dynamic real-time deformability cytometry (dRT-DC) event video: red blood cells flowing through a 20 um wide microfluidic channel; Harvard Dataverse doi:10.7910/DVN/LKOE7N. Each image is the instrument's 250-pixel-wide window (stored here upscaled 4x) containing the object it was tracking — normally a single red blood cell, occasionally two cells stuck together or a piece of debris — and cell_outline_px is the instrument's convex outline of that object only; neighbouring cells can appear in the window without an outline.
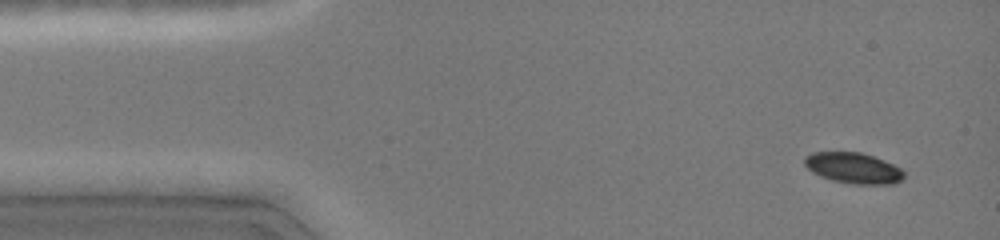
{"species": "common noctule bat (a hibernating species)", "species_latin": "Nyctalus noctula", "temperature_condition": "cold", "stored_images_in_passage": 46, "camera_frame_rate_fps": 3000, "um_per_image_px": 0.085, "animal": {"sex": "female", "body_mass_g": 19.0, "forearm_length_mm": 51.5}, "frame": {"image": 1, "passage_image": 2, "time_ms": 0.333, "image_size_px": [1000, 240], "cell_outline_px": [[904, 176], [900, 180], [892, 184], [852, 184], [832, 180], [820, 176], [812, 172], [804, 164], [804, 156], [812, 152], [860, 152], [884, 160], [900, 168], [904, 172]], "centroid_in_image_um": [72.5, 14.28], "position_along_channel_um": 12.5, "area_um2": 17.8}}
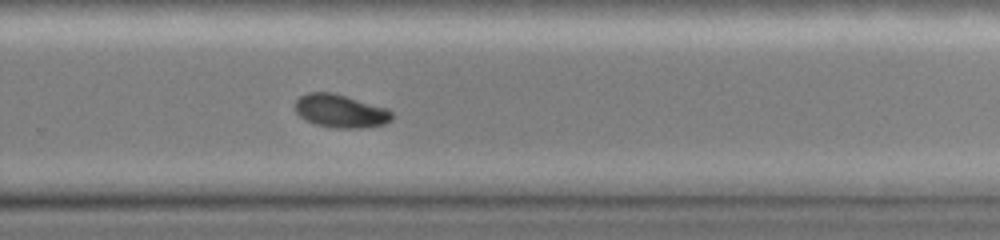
{"frame": {"image": 2, "passage_image": 30, "time_ms": 9.667, "image_size_px": [1000, 240], "cell_outline_px": [[392, 120], [384, 124], [360, 128], [336, 128], [316, 124], [304, 120], [296, 112], [296, 100], [300, 96], [308, 92], [332, 92], [388, 108], [392, 112]], "centroid_in_image_um": [28.95, 9.43], "position_along_channel_um": 300.9, "area_um2": 18.73}}
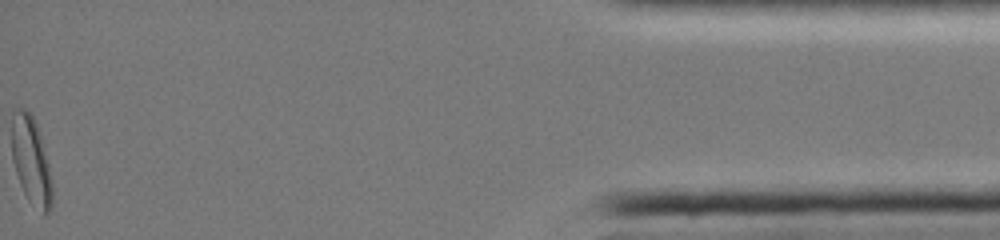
{"frame": {"image": 3, "passage_image": 46, "time_ms": 15.0, "image_size_px": [1000, 240], "cell_outline_px": [[52, 208], [44, 216], [28, 200], [20, 184], [12, 160], [12, 112], [16, 108], [24, 108], [32, 116], [36, 124], [44, 148], [48, 164], [52, 184]], "centroid_in_image_um": [2.64, 13.69], "position_along_channel_um": 432.6, "area_um2": 20.58}, "authors_computed_cell_mechanics": {"area_um2": 19.1607, "velocity_mm_per_s": 4.0971, "shape_relaxation_time_tau1_ms": 2.2041, "shape_relaxation_time_tau2_ms": null, "deformation_change_tau1": 0.1007, "deformation_change_tau2": null}}